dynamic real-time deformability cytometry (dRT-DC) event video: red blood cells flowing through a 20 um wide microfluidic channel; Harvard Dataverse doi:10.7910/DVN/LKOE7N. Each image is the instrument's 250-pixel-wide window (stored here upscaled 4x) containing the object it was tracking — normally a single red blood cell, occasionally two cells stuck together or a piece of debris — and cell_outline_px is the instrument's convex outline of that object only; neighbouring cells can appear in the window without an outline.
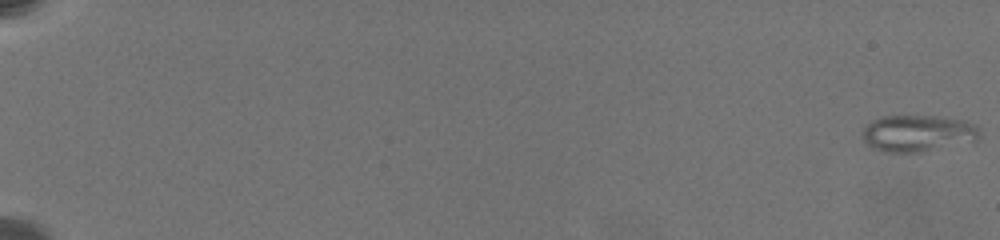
{"species": "common noctule bat (a hibernating species)", "species_latin": "Nyctalus noctula", "temperature_condition": "warm", "stored_images_in_passage": 48, "camera_frame_rate_fps": 3000, "um_per_image_px": 0.085, "animal": {"sex": "female", "body_mass_g": 19.5, "forearm_length_mm": 54.1}, "frame": {"image": 1, "passage_image": 1, "time_ms": 0.0, "image_size_px": [1000, 240], "cell_outline_px": [[976, 140], [920, 152], [884, 152], [872, 148], [864, 140], [864, 124], [880, 116], [936, 116], [964, 120], [976, 124]], "centroid_in_image_um": [77.94, 11.32], "position_along_channel_um": 7.1, "area_um2": 24.68}}
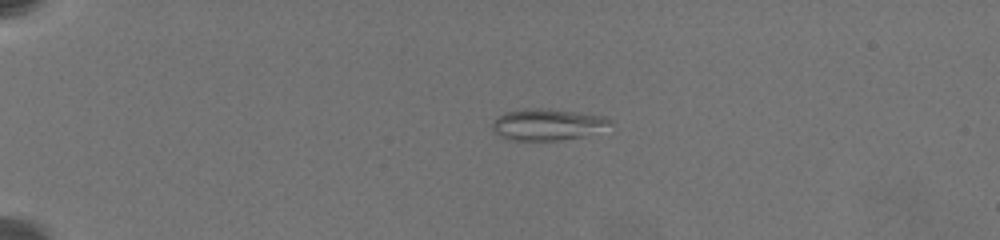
{"frame": {"image": 2, "passage_image": 36, "time_ms": 5.667, "image_size_px": [1000, 240], "cell_outline_px": [[612, 120], [608, 124], [584, 136], [556, 140], [504, 140], [492, 128], [492, 124], [496, 116], [504, 112], [524, 108], [540, 108], [604, 116]], "centroid_in_image_um": [46.4, 10.58], "position_along_channel_um": 38.6, "area_um2": 21.15}}